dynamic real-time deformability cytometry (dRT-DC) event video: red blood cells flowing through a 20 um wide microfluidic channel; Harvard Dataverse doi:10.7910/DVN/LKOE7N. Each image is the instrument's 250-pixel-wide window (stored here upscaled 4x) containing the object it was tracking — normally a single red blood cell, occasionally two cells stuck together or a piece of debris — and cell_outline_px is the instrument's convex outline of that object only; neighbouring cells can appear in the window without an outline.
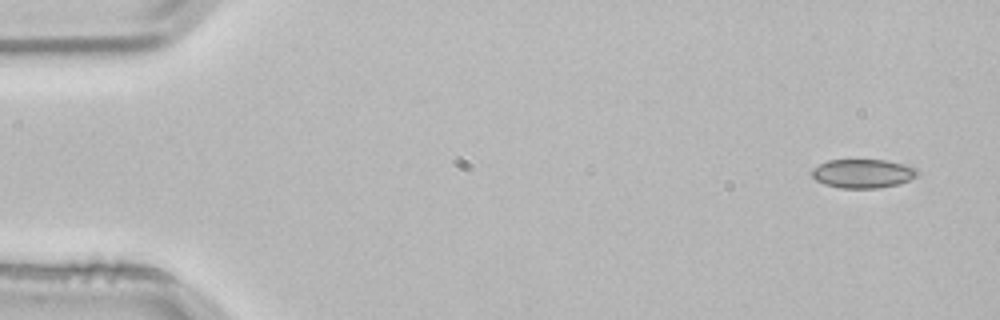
{"species": "common noctule bat (a hibernating species)", "species_latin": "Nyctalus noctula", "temperature_condition": "room temperature", "stored_images_in_passage": 4, "camera_frame_rate_fps": 3000, "um_per_image_px": 0.085, "animal": {"sex": "male", "body_mass_g": 21.5, "forearm_length_mm": 52.0}, "frame": {"image": 1, "passage_image": 1, "time_ms": 0.0, "image_size_px": [1000, 320], "cell_outline_px": [[920, 172], [916, 176], [900, 184], [876, 188], [840, 188], [824, 184], [816, 180], [812, 176], [812, 168], [828, 160], [884, 160], [916, 168]], "centroid_in_image_um": [73.32, 14.76], "position_along_channel_um": 11.7, "area_um2": 17.63}}
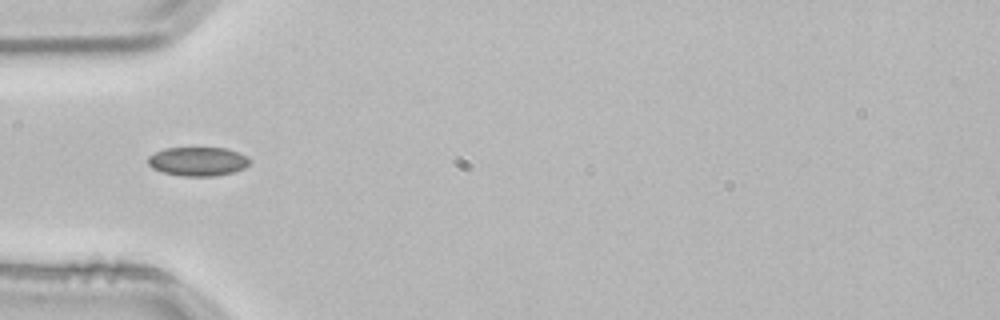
{"frame": {"image": 2, "passage_image": 4, "time_ms": 1.0, "image_size_px": [1000, 320], "cell_outline_px": [[252, 160], [244, 168], [232, 172], [216, 176], [180, 176], [164, 172], [152, 168], [148, 164], [148, 156], [164, 148], [228, 148], [248, 156]], "centroid_in_image_um": [16.84, 13.72], "position_along_channel_um": 68.2, "area_um2": 17.22}}